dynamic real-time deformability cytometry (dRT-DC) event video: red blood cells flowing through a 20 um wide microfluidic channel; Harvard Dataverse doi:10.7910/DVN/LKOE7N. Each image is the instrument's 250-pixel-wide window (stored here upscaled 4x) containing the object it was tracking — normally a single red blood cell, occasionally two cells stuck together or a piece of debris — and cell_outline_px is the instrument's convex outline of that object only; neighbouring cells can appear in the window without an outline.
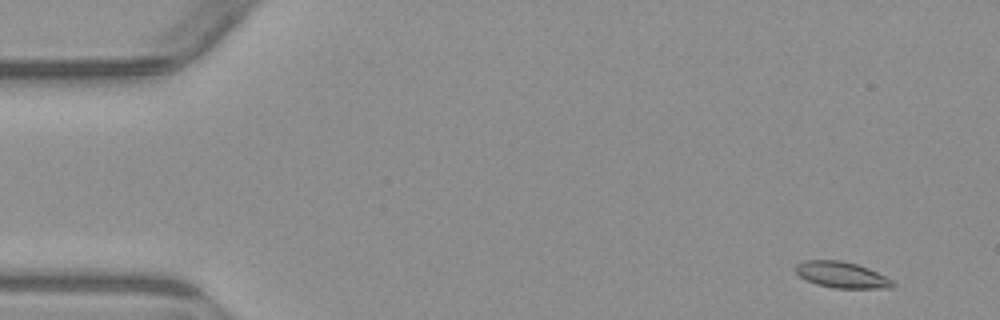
{"species": "common noctule bat (a hibernating species)", "species_latin": "Nyctalus noctula", "temperature_condition": "warm", "stored_images_in_passage": 6, "camera_frame_rate_fps": 3000, "um_per_image_px": 0.085, "animal": {"sex": "male", "body_mass_g": 23.1, "forearm_length_mm": 52.7}, "frame": {"image": 1, "passage_image": 1, "time_ms": 0.0, "image_size_px": [1000, 320], "cell_outline_px": [[896, 284], [892, 288], [836, 288], [816, 284], [800, 276], [796, 272], [796, 264], [804, 260], [840, 260], [856, 264], [868, 268], [892, 280]], "centroid_in_image_um": [71.55, 23.36], "position_along_channel_um": 13.4, "area_um2": 14.62}}
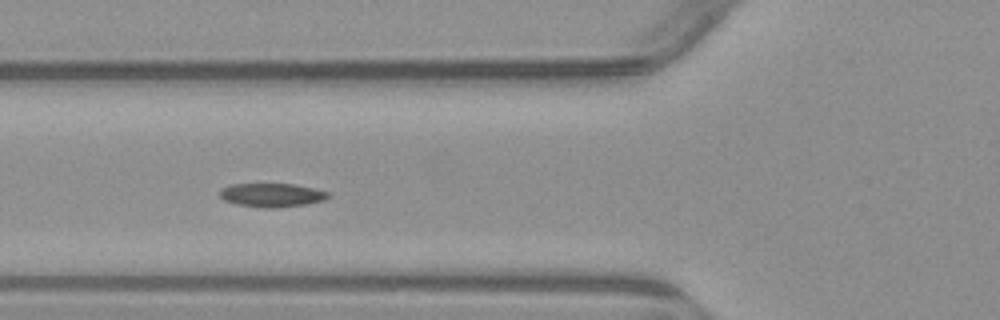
{"frame": {"image": 2, "passage_image": 5, "time_ms": 5.333, "image_size_px": [1000, 320], "cell_outline_px": [[328, 196], [324, 200], [304, 204], [276, 208], [268, 208], [236, 204], [224, 200], [220, 196], [220, 188], [232, 184], [292, 184], [312, 188], [328, 192]], "centroid_in_image_um": [23.05, 16.58], "position_along_channel_um": 102.7, "area_um2": 14.74}}
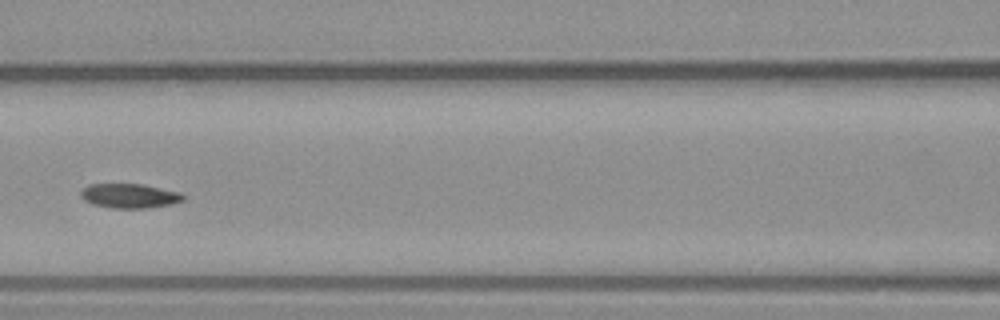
{"frame": {"image": 3, "passage_image": 6, "time_ms": 6.667, "image_size_px": [1000, 320], "cell_outline_px": [[188, 196], [184, 200], [172, 204], [148, 208], [112, 208], [92, 204], [84, 200], [80, 196], [80, 192], [88, 184], [140, 184], [180, 192]], "centroid_in_image_um": [11.03, 16.65], "position_along_channel_um": 155.6, "area_um2": 14.68}}